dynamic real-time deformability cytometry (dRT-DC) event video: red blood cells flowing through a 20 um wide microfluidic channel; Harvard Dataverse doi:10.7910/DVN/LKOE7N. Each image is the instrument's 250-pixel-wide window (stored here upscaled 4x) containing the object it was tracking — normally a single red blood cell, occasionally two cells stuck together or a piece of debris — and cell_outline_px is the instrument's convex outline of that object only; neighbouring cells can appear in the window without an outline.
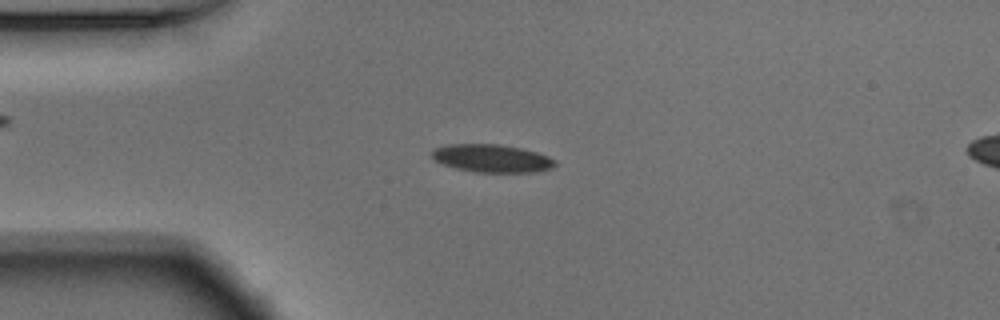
{"species": "Egyptian fruit bat (a non-hibernating species)", "species_latin": "Rousettus aegyptiacus", "temperature_condition": "warm", "stored_images_in_passage": 46, "camera_frame_rate_fps": 3000, "um_per_image_px": 0.085, "animal": {"sex": "male"}, "frame": {"image": 1, "passage_image": 12, "time_ms": 3.667, "image_size_px": [1000, 320], "cell_outline_px": [[556, 164], [552, 168], [532, 172], [476, 172], [456, 168], [444, 164], [436, 160], [432, 156], [432, 152], [436, 148], [448, 144], [500, 144], [520, 148], [536, 152], [548, 156], [556, 160]], "centroid_in_image_um": [41.83, 13.45], "position_along_channel_um": 43.2, "area_um2": 19.83}}
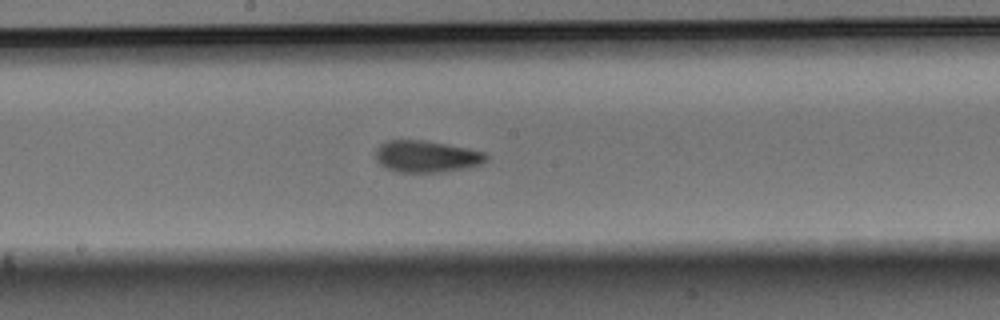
{"frame": {"image": 2, "passage_image": 27, "time_ms": 8.667, "image_size_px": [1000, 320], "cell_outline_px": [[488, 160], [480, 164], [468, 168], [444, 172], [396, 172], [380, 164], [376, 160], [376, 148], [380, 144], [388, 140], [424, 140], [484, 152], [488, 156]], "centroid_in_image_um": [36.24, 13.31], "position_along_channel_um": 212.0, "area_um2": 20.4}}
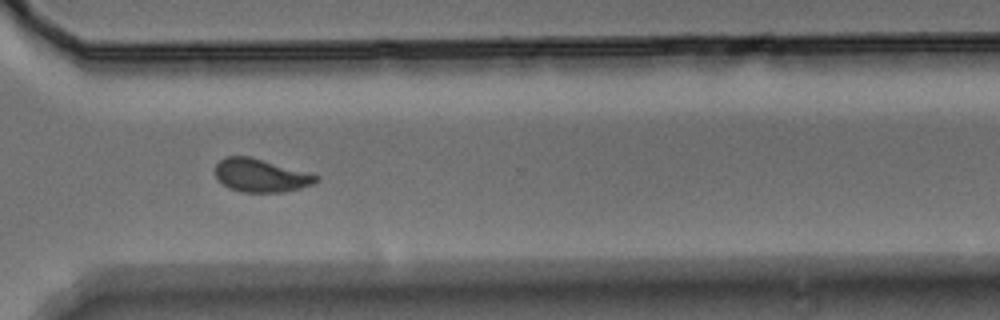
{"frame": {"image": 3, "passage_image": 38, "time_ms": 12.333, "image_size_px": [1000, 320], "cell_outline_px": [[320, 180], [312, 184], [300, 188], [284, 192], [240, 192], [228, 188], [216, 176], [216, 164], [224, 156], [248, 156], [320, 176]], "centroid_in_image_um": [22.16, 14.92], "position_along_channel_um": 348.4, "area_um2": 19.25}, "authors_computed_cell_mechanics": {"area_um2": 19.9699, "velocity_mm_per_s": 3.7312, "shape_relaxation_time_tau1_ms": 3.6532, "shape_relaxation_time_tau2_ms": 2.8351, "deformation_change_tau1": 0.1543, "deformation_change_tau2": 0.0898}}